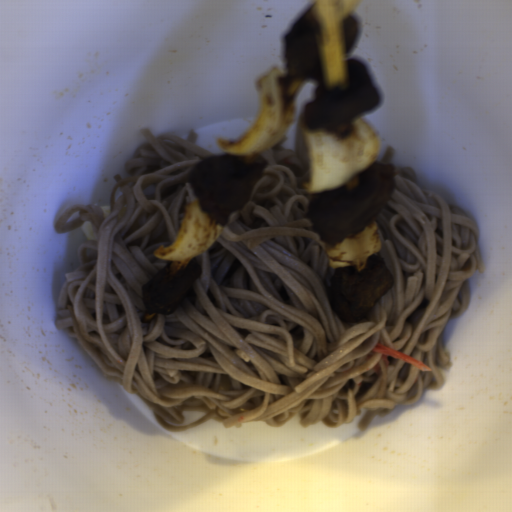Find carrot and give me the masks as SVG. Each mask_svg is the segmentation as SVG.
Segmentation results:
<instances>
[{
	"label": "carrot",
	"mask_w": 512,
	"mask_h": 512,
	"mask_svg": "<svg viewBox=\"0 0 512 512\" xmlns=\"http://www.w3.org/2000/svg\"><path fill=\"white\" fill-rule=\"evenodd\" d=\"M374 353L381 354L382 361L384 363L385 368H389V360L388 356H391L399 361L406 362L414 366L420 371H431V368L428 367L425 363H423L421 360L416 359L414 357H411L409 355H406L404 353H401L399 351H396L390 347H387L383 344H376L372 349Z\"/></svg>",
	"instance_id": "obj_1"
},
{
	"label": "carrot",
	"mask_w": 512,
	"mask_h": 512,
	"mask_svg": "<svg viewBox=\"0 0 512 512\" xmlns=\"http://www.w3.org/2000/svg\"><path fill=\"white\" fill-rule=\"evenodd\" d=\"M373 370L375 371V373L377 374V376H381V364H376L375 366L372 367Z\"/></svg>",
	"instance_id": "obj_2"
},
{
	"label": "carrot",
	"mask_w": 512,
	"mask_h": 512,
	"mask_svg": "<svg viewBox=\"0 0 512 512\" xmlns=\"http://www.w3.org/2000/svg\"><path fill=\"white\" fill-rule=\"evenodd\" d=\"M371 357H372V355H370V354H369V355H366V356H365L366 361L370 360V358H371Z\"/></svg>",
	"instance_id": "obj_3"
}]
</instances>
